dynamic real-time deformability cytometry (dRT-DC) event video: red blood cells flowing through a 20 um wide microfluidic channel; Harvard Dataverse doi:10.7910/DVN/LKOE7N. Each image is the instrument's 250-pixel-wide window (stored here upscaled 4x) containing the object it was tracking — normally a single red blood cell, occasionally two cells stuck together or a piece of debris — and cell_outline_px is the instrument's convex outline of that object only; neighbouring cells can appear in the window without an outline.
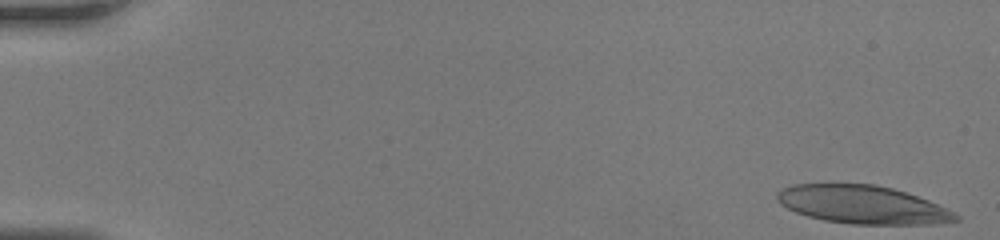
{"species": "human", "species_latin": "Homo sapiens", "temperature_condition": "room temperature", "stored_images_in_passage": 57, "camera_frame_rate_fps": 3000, "um_per_image_px": 0.085, "donor": {"sex": "female"}, "frame": {"image": 1, "passage_image": 1, "time_ms": 0.0, "image_size_px": [1000, 240], "cell_outline_px": [[960, 220], [932, 224], [852, 224], [824, 220], [808, 216], [796, 212], [780, 204], [776, 200], [776, 192], [780, 188], [792, 184], [876, 184], [892, 188], [928, 200], [960, 216]], "centroid_in_image_um": [73.26, 17.39], "position_along_channel_um": 11.7, "area_um2": 39.59}}
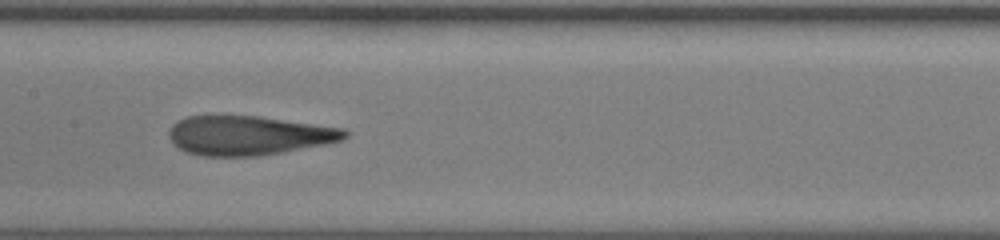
{"frame": {"image": 2, "passage_image": 30, "time_ms": 9.667, "image_size_px": [1000, 240], "cell_outline_px": [[348, 136], [344, 140], [324, 144], [260, 156], [200, 156], [188, 152], [180, 148], [168, 136], [168, 132], [172, 124], [188, 116], [260, 116], [344, 128], [348, 132]], "centroid_in_image_um": [21.16, 11.51], "position_along_channel_um": 186.2, "area_um2": 40.11}}
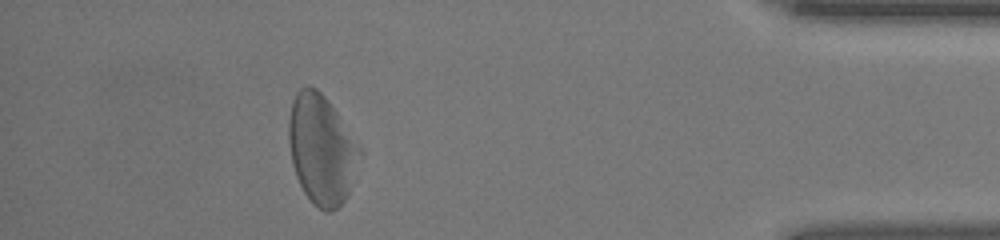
{"frame": {"image": 3, "passage_image": 51, "time_ms": 16.667, "image_size_px": [1000, 240], "cell_outline_px": [[364, 152], [348, 196], [332, 212], [324, 212], [312, 204], [304, 192], [296, 176], [292, 164], [288, 140], [288, 120], [292, 100], [296, 92], [300, 88], [308, 84], [316, 88], [324, 96], [336, 112]], "centroid_in_image_um": [27.34, 12.72], "position_along_channel_um": 407.9, "area_um2": 45.84}, "authors_computed_cell_mechanics": {"area_um2": 41.4426, "velocity_mm_per_s": 3.8013, "shape_relaxation_time_tau1_ms": 5.6557, "shape_relaxation_time_tau2_ms": 1.8817, "deformation_change_tau1": 0.1763, "deformation_change_tau2": 0.1119}}